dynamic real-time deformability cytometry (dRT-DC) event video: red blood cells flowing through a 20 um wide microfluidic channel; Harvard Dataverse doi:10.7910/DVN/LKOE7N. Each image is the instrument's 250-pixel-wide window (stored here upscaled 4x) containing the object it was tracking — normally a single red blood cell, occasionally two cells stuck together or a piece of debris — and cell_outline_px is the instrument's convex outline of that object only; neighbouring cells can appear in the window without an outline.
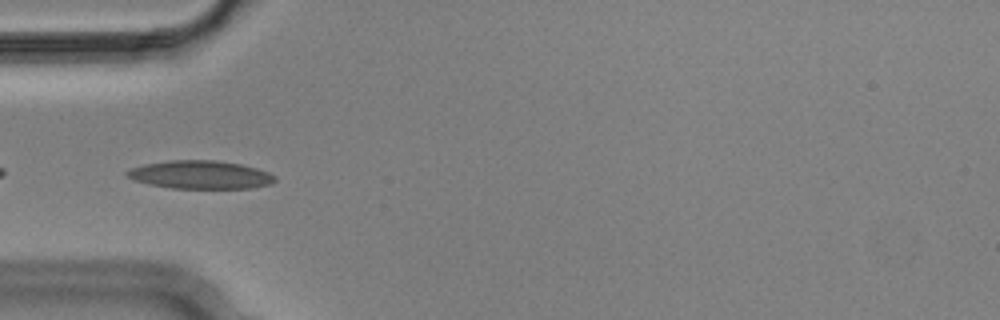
{"species": "Egyptian fruit bat (a non-hibernating species)", "species_latin": "Rousettus aegyptiacus", "temperature_condition": "cold", "stored_images_in_passage": 6, "camera_frame_rate_fps": 3000, "um_per_image_px": 0.085, "animal": {"sex": "male"}, "frame": {"image": 1, "passage_image": 5, "time_ms": 1.333, "image_size_px": [1000, 320], "cell_outline_px": [[276, 180], [272, 184], [252, 188], [172, 188], [148, 184], [132, 180], [124, 172], [128, 168], [144, 164], [168, 160], [216, 160], [240, 164], [256, 168], [268, 172], [276, 176]], "centroid_in_image_um": [17.01, 14.85], "position_along_channel_um": 68.0, "area_um2": 24.51}}